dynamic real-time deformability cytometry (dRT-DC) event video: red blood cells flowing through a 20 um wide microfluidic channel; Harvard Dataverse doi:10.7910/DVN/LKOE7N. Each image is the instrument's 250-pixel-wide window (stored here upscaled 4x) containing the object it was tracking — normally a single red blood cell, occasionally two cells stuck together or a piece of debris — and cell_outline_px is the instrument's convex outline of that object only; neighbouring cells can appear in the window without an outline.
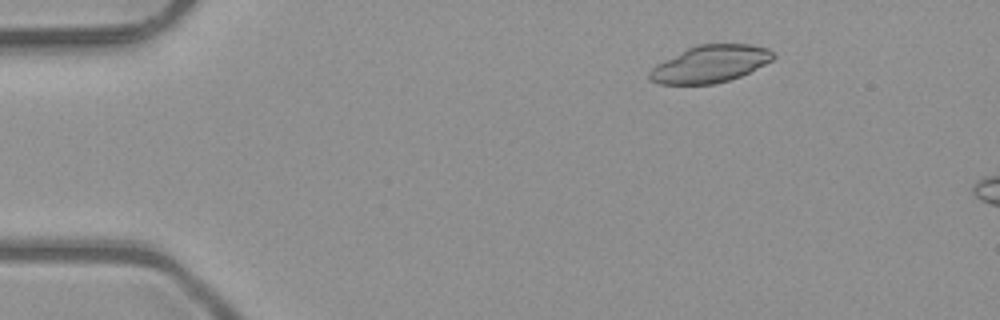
{"species": "common noctule bat (a hibernating species)", "species_latin": "Nyctalus noctula", "temperature_condition": "room temperature", "stored_images_in_passage": 5, "camera_frame_rate_fps": 3000, "um_per_image_px": 0.085, "animal": {"sex": "male", "body_mass_g": 23.1, "forearm_length_mm": 52.7}, "frame": {"image": 1, "passage_image": 3, "time_ms": 0.667, "image_size_px": [1000, 320], "cell_outline_px": [[776, 56], [772, 60], [740, 76], [728, 80], [712, 84], [660, 84], [648, 80], [648, 72], [656, 64], [696, 44], [748, 44], [768, 48]], "centroid_in_image_um": [60.33, 5.44], "position_along_channel_um": 24.7, "area_um2": 26.59}}